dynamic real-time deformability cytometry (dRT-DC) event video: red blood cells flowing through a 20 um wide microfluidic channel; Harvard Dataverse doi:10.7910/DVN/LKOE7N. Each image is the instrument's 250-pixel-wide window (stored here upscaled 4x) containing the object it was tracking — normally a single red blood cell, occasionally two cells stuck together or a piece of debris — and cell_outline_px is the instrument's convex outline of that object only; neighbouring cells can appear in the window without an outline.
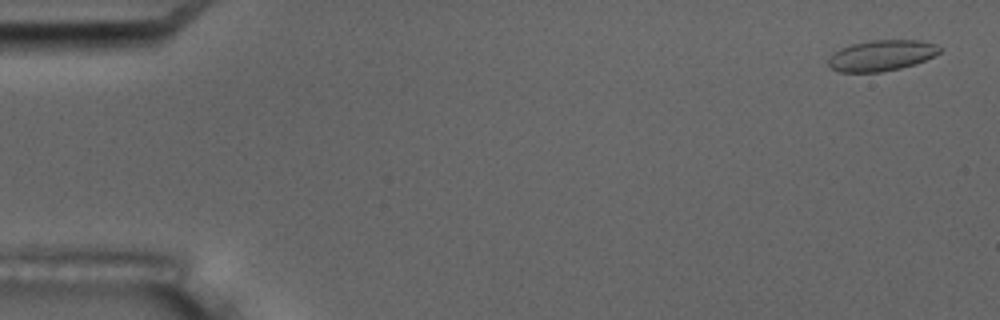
{"species": "common noctule bat (a hibernating species)", "species_latin": "Nyctalus noctula", "temperature_condition": "room temperature", "stored_images_in_passage": 5, "camera_frame_rate_fps": 3000, "um_per_image_px": 0.085, "animal": {"sex": "male", "body_mass_g": 17.5, "forearm_length_mm": 52.3}, "frame": {"image": 1, "passage_image": 1, "time_ms": 0.0, "image_size_px": [1000, 320], "cell_outline_px": [[940, 52], [916, 64], [900, 68], [880, 72], [840, 72], [832, 68], [828, 64], [828, 60], [840, 48], [852, 44], [868, 40], [920, 40], [936, 44], [940, 48]], "centroid_in_image_um": [74.93, 4.71], "position_along_channel_um": 10.1, "area_um2": 19.83}}